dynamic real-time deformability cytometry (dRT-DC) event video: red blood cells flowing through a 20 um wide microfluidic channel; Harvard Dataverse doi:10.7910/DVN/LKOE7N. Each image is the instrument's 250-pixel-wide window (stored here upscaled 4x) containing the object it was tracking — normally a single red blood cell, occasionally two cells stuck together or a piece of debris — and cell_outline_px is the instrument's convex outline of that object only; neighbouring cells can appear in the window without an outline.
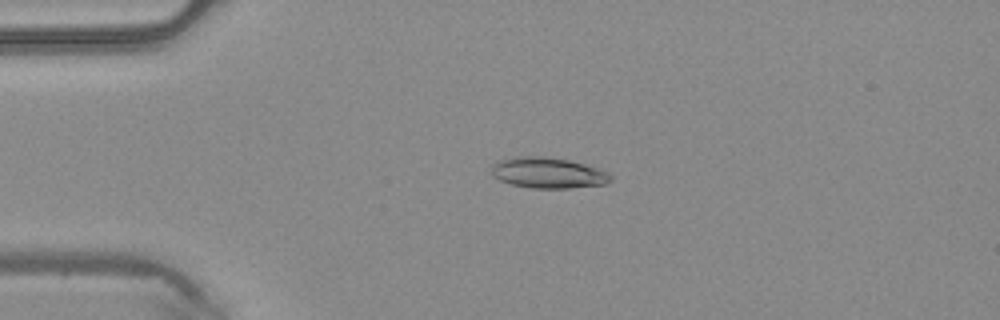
{"species": "common noctule bat (a hibernating species)", "species_latin": "Nyctalus noctula", "temperature_condition": "warm", "stored_images_in_passage": 47, "camera_frame_rate_fps": 3000, "um_per_image_px": 0.085, "animal": {"sex": "male", "body_mass_g": 20.4}, "frame": {"image": 1, "passage_image": 11, "time_ms": 3.333, "image_size_px": [1000, 320], "cell_outline_px": [[612, 180], [604, 184], [568, 188], [532, 188], [512, 184], [500, 180], [492, 176], [492, 164], [500, 160], [512, 156], [544, 156], [568, 160], [584, 164], [608, 172], [612, 176]], "centroid_in_image_um": [46.56, 14.68], "position_along_channel_um": 38.4, "area_um2": 21.33}}
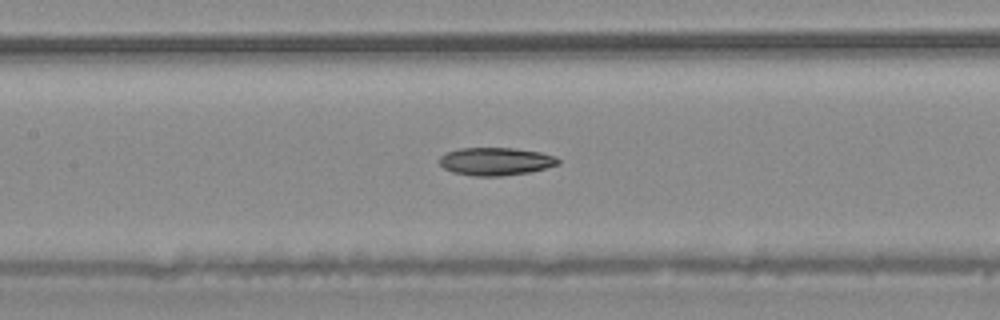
{"frame": {"image": 2, "passage_image": 22, "time_ms": 7.0, "image_size_px": [1000, 320], "cell_outline_px": [[560, 164], [532, 172], [504, 176], [472, 176], [452, 172], [444, 168], [440, 164], [440, 156], [444, 152], [460, 148], [512, 148], [540, 152], [556, 156], [560, 160]], "centroid_in_image_um": [42.14, 13.72], "position_along_channel_um": 165.3, "area_um2": 19.54}}
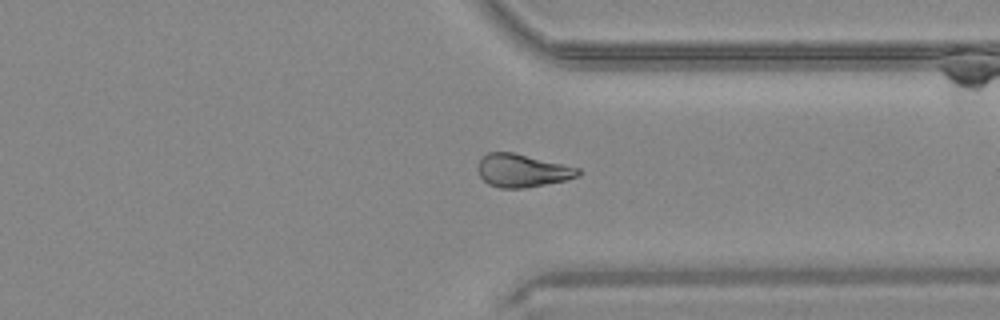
{"frame": {"image": 3, "passage_image": 36, "time_ms": 11.667, "image_size_px": [1000, 320], "cell_outline_px": [[580, 176], [564, 180], [524, 188], [500, 188], [488, 184], [480, 176], [480, 160], [488, 152], [512, 152], [580, 168]], "centroid_in_image_um": [44.41, 14.5], "position_along_channel_um": 367.0, "area_um2": 18.9}}